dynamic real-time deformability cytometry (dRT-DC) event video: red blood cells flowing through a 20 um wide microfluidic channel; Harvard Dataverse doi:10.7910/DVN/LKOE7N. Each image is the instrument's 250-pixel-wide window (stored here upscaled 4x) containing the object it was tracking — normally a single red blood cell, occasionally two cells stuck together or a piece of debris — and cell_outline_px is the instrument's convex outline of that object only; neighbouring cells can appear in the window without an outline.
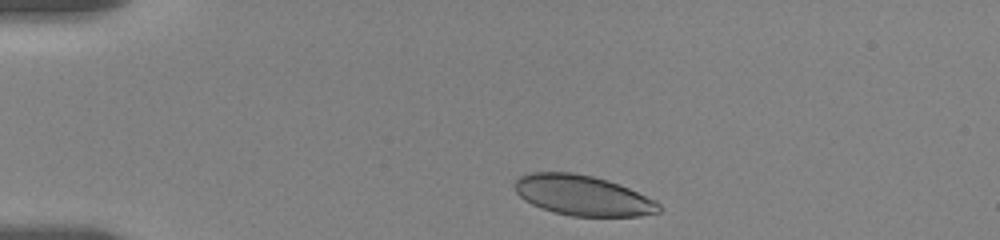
{"species": "human", "species_latin": "Homo sapiens", "temperature_condition": "room temperature", "stored_images_in_passage": 39, "camera_frame_rate_fps": 3000, "um_per_image_px": 0.085, "donor": {"sex": "female"}, "frame": {"image": 1, "passage_image": 2, "time_ms": 0.333, "image_size_px": [1000, 240], "cell_outline_px": [[664, 208], [660, 212], [640, 216], [572, 216], [552, 212], [540, 208], [524, 200], [516, 192], [512, 184], [520, 176], [532, 172], [572, 172], [592, 176], [608, 180], [620, 184], [656, 200]], "centroid_in_image_um": [49.54, 16.61], "position_along_channel_um": 35.5, "area_um2": 34.16}}
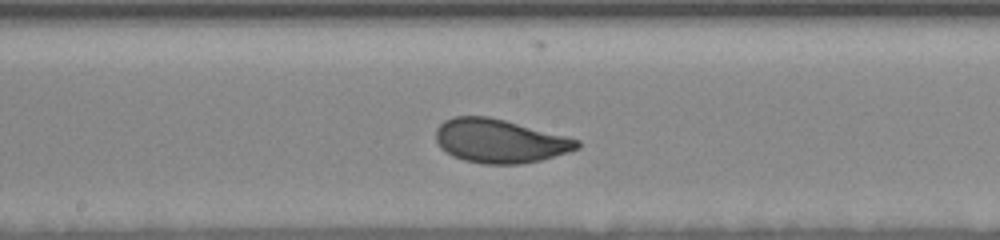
{"frame": {"image": 2, "passage_image": 21, "time_ms": 6.667, "image_size_px": [1000, 240], "cell_outline_px": [[580, 148], [568, 152], [540, 160], [520, 164], [484, 164], [464, 160], [452, 156], [440, 148], [436, 140], [436, 128], [444, 120], [452, 116], [488, 116], [504, 120], [580, 140]], "centroid_in_image_um": [42.44, 11.98], "position_along_channel_um": 205.8, "area_um2": 35.89}}
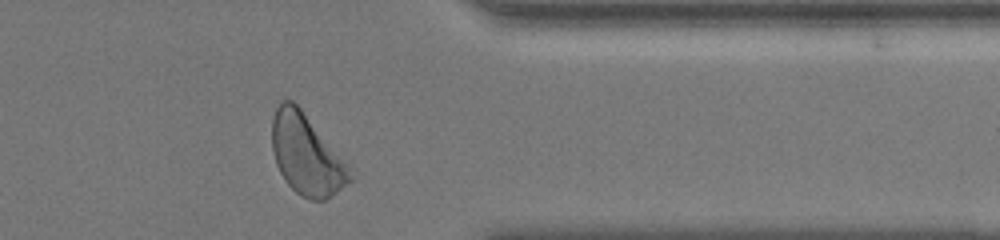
{"frame": {"image": 3, "passage_image": 37, "time_ms": 12.0, "image_size_px": [1000, 240], "cell_outline_px": [[356, 176], [352, 180], [324, 200], [308, 200], [300, 196], [288, 184], [280, 172], [276, 164], [272, 148], [272, 116], [280, 100], [292, 100], [300, 108], [348, 164]], "centroid_in_image_um": [26.05, 13.16], "position_along_channel_um": 385.4, "area_um2": 36.36}, "authors_computed_cell_mechanics": {"area_um2": 35.4892, "velocity_mm_per_s": 3.4986, "shape_relaxation_time_tau1_ms": 2.6125, "shape_relaxation_time_tau2_ms": null, "deformation_change_tau1": 0.0995, "deformation_change_tau2": null}}